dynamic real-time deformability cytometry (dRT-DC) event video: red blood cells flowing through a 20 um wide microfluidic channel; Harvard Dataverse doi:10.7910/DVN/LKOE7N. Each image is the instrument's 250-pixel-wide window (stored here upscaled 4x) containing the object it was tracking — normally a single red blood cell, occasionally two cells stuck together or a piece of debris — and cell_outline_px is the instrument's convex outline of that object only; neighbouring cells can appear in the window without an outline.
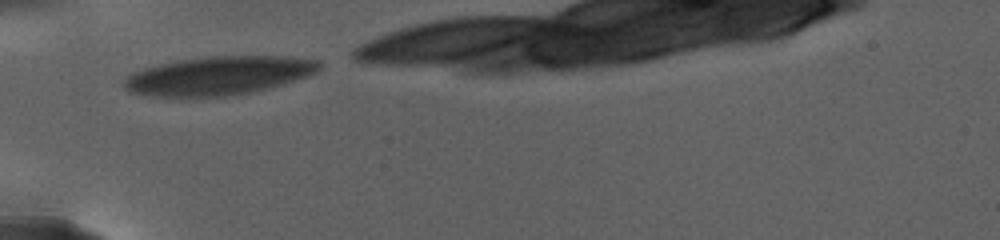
{"species": "human", "species_latin": "Homo sapiens", "temperature_condition": "warm", "stored_images_in_passage": 20, "camera_frame_rate_fps": 3000, "um_per_image_px": 0.085, "donor": {"sex": "female"}, "frame": {"image": 1, "passage_image": 1, "time_ms": 0.0, "image_size_px": [1000, 240], "cell_outline_px": [[324, 64], [316, 72], [308, 76], [268, 88], [232, 96], [184, 100], [180, 100], [152, 96], [128, 92], [124, 84], [124, 76], [132, 72], [144, 68], [176, 60], [208, 56], [288, 56], [320, 60]], "centroid_in_image_um": [18.53, 6.46], "position_along_channel_um": 66.5, "area_um2": 45.26}}
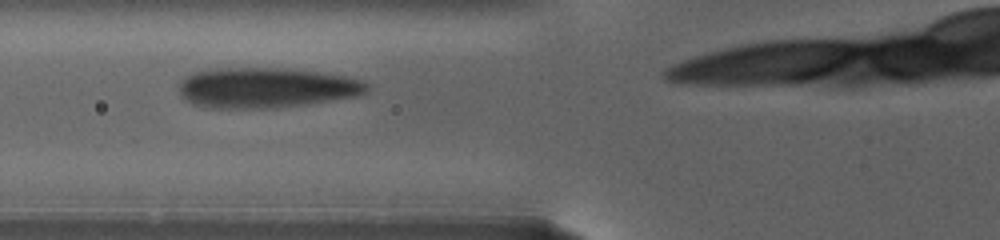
{"frame": {"image": 2, "passage_image": 11, "time_ms": 1.667, "image_size_px": [1000, 240], "cell_outline_px": [[372, 88], [368, 92], [360, 96], [308, 104], [276, 108], [208, 108], [192, 104], [180, 96], [180, 80], [184, 76], [192, 72], [212, 68], [292, 68], [352, 76], [364, 80]], "centroid_in_image_um": [22.69, 7.45], "position_along_channel_um": 103.1, "area_um2": 45.32}}
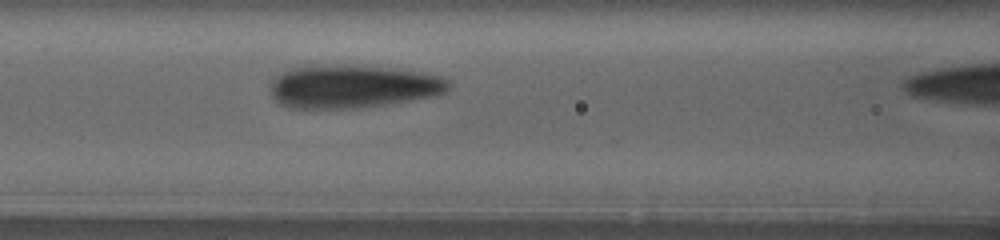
{"frame": {"image": 3, "passage_image": 16, "time_ms": 3.0, "image_size_px": [1000, 240], "cell_outline_px": [[452, 84], [444, 92], [436, 96], [384, 104], [356, 108], [288, 108], [276, 104], [272, 96], [272, 80], [276, 76], [288, 68], [308, 64], [396, 68], [420, 72], [440, 76], [448, 80]], "centroid_in_image_um": [29.93, 7.35], "position_along_channel_um": 136.7, "area_um2": 44.97}}